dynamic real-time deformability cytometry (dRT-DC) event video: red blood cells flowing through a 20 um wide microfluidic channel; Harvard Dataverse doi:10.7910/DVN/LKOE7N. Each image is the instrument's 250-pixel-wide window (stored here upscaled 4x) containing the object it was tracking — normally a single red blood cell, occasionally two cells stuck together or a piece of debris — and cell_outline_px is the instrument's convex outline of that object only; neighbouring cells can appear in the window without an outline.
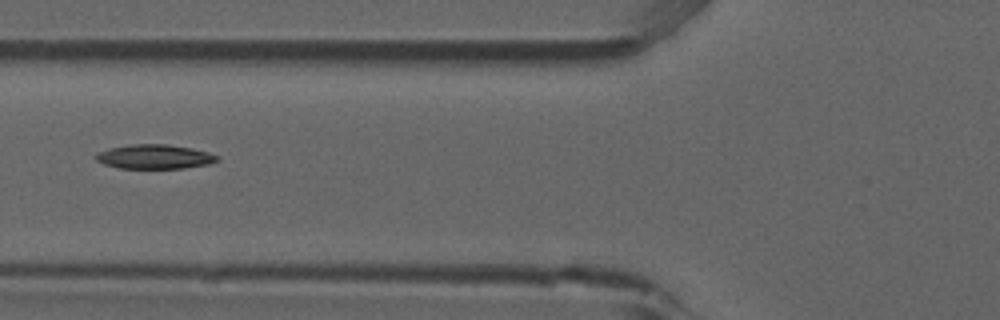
{"species": "common noctule bat (a hibernating species)", "species_latin": "Nyctalus noctula", "temperature_condition": "room temperature", "stored_images_in_passage": 34, "camera_frame_rate_fps": 3000, "um_per_image_px": 0.085, "animal": {"sex": "male", "forearm_length_mm": 52.5}, "frame": {"image": 1, "passage_image": 5, "time_ms": 1.333, "image_size_px": [1000, 320], "cell_outline_px": [[220, 156], [216, 160], [208, 164], [184, 168], [120, 168], [104, 164], [96, 160], [96, 152], [108, 148], [132, 144], [168, 144], [192, 148], [208, 152]], "centroid_in_image_um": [13.12, 13.31], "position_along_channel_um": 112.7, "area_um2": 17.17}}